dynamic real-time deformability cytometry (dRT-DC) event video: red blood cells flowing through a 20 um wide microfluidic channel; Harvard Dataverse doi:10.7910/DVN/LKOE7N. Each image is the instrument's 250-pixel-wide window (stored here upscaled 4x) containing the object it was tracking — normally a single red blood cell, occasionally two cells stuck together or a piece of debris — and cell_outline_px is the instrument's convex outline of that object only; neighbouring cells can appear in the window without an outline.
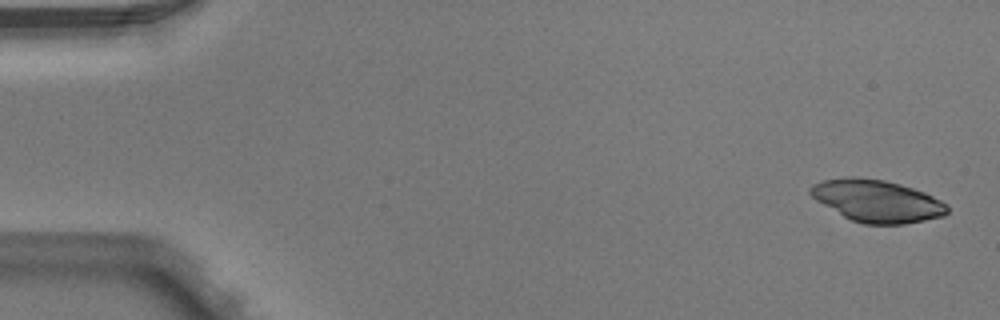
{"species": "Egyptian fruit bat (a non-hibernating species)", "species_latin": "Rousettus aegyptiacus", "temperature_condition": "warm", "stored_images_in_passage": 5, "camera_frame_rate_fps": 3000, "um_per_image_px": 0.085, "animal": {"sex": "male"}, "frame": {"image": 1, "passage_image": 1, "time_ms": 0.0, "image_size_px": [1000, 320], "cell_outline_px": [[948, 212], [944, 216], [904, 224], [864, 224], [852, 220], [844, 216], [816, 200], [808, 192], [808, 188], [812, 184], [820, 180], [852, 176], [856, 176], [884, 180], [900, 184], [924, 192], [948, 204]], "centroid_in_image_um": [74.53, 17.06], "position_along_channel_um": 10.5, "area_um2": 33.64}}